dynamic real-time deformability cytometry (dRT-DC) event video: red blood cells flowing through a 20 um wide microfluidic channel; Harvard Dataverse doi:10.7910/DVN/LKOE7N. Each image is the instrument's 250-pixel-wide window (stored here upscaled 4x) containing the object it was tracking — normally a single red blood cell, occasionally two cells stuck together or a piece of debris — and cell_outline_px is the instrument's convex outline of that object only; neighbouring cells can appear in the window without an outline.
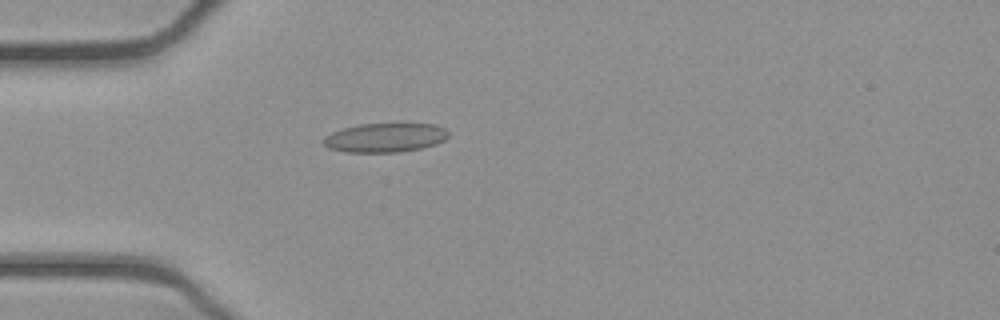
{"species": "common noctule bat (a hibernating species)", "species_latin": "Nyctalus noctula", "temperature_condition": "cold", "stored_images_in_passage": 52, "camera_frame_rate_fps": 3000, "um_per_image_px": 0.085, "animal": {"sex": "female", "body_mass_g": 21.9}, "frame": {"image": 1, "passage_image": 15, "time_ms": 4.667, "image_size_px": [1000, 320], "cell_outline_px": [[448, 136], [444, 140], [436, 144], [420, 148], [400, 152], [344, 152], [328, 148], [324, 144], [324, 136], [332, 132], [344, 128], [360, 124], [436, 124], [444, 128], [448, 132]], "centroid_in_image_um": [32.73, 11.7], "position_along_channel_um": 52.3, "area_um2": 21.1}}
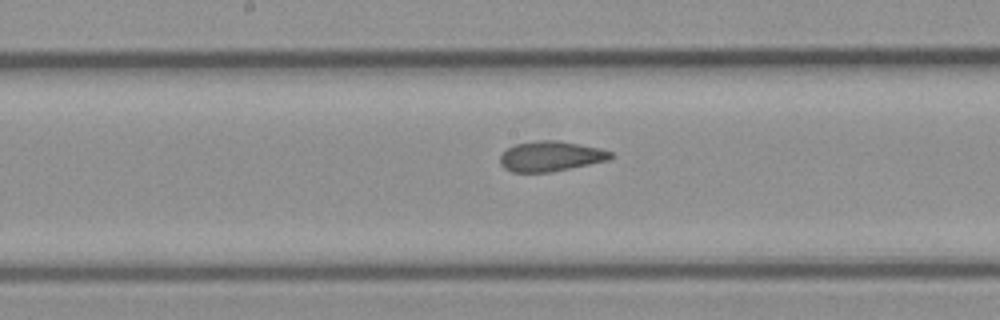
{"frame": {"image": 2, "passage_image": 27, "time_ms": 8.667, "image_size_px": [1000, 320], "cell_outline_px": [[612, 156], [608, 160], [552, 172], [512, 172], [504, 168], [500, 164], [500, 156], [508, 148], [516, 144], [536, 140], [556, 140], [600, 148], [612, 152]], "centroid_in_image_um": [46.79, 13.28], "position_along_channel_um": 201.4, "area_um2": 19.31}}
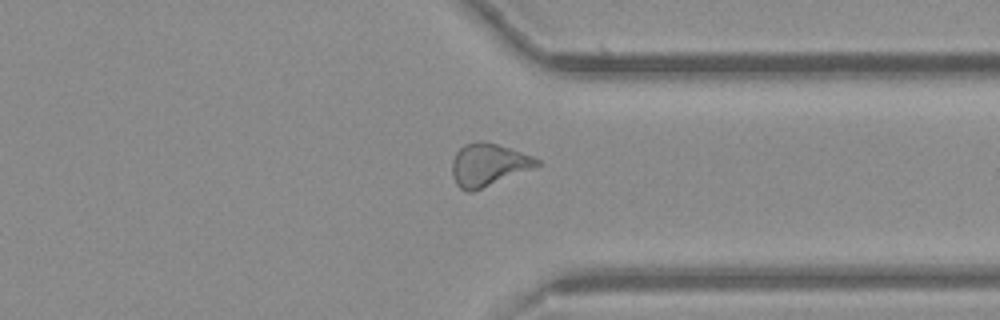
{"frame": {"image": 3, "passage_image": 40, "time_ms": 13.0, "image_size_px": [1000, 320], "cell_outline_px": [[540, 164], [536, 168], [472, 192], [468, 192], [460, 188], [456, 184], [452, 176], [452, 160], [456, 152], [464, 144], [476, 140], [480, 140], [496, 144], [532, 156], [540, 160]], "centroid_in_image_um": [41.5, 14.01], "position_along_channel_um": 369.9, "area_um2": 21.15}, "authors_computed_cell_mechanics": {"area_um2": 20.5768, "velocity_mm_per_s": 3.9184, "shape_relaxation_time_tau1_ms": null, "shape_relaxation_time_tau2_ms": 1.857, "deformation_change_tau1": null, "deformation_change_tau2": 0.073}}